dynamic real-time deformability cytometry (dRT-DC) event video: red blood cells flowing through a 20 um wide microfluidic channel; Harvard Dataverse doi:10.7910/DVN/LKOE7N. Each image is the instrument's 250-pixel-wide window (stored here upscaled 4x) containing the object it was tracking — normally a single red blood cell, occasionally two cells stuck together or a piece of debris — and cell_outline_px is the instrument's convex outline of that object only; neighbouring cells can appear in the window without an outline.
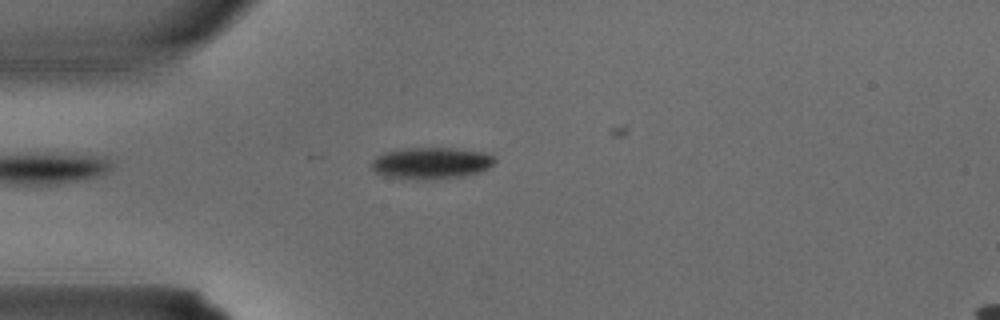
{"species": "common noctule bat (a hibernating species)", "species_latin": "Nyctalus noctula", "temperature_condition": "warm", "stored_images_in_passage": 2, "camera_frame_rate_fps": 3000, "um_per_image_px": 0.085, "animal": {"sex": "male", "body_mass_g": 15.6}, "frame": {"image": 1, "passage_image": 2, "time_ms": 0.333, "image_size_px": [1000, 320], "cell_outline_px": [[496, 160], [488, 168], [480, 172], [464, 176], [424, 180], [416, 180], [384, 176], [376, 172], [368, 164], [376, 156], [384, 152], [400, 148], [456, 148], [488, 152], [496, 156]], "centroid_in_image_um": [36.65, 13.86], "position_along_channel_um": 48.4, "area_um2": 23.24}}